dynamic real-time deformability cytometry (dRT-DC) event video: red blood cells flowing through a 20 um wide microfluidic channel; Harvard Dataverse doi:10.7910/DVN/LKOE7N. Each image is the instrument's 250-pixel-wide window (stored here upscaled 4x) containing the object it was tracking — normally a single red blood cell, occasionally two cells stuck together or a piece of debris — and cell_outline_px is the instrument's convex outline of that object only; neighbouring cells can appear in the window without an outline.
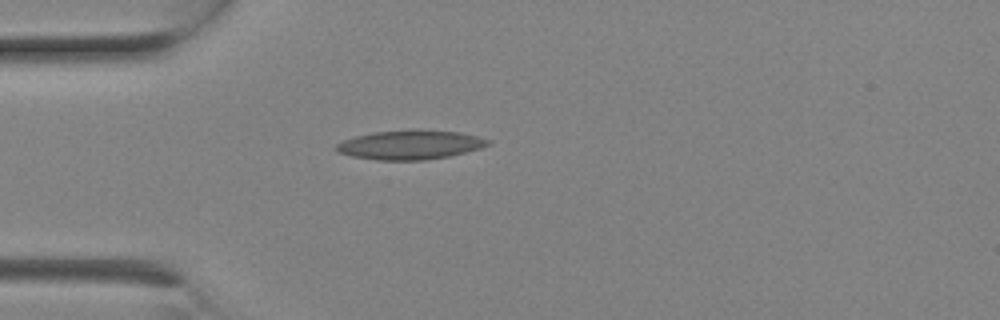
{"species": "Egyptian fruit bat (a non-hibernating species)", "species_latin": "Rousettus aegyptiacus", "temperature_condition": "room temperature", "stored_images_in_passage": 4, "camera_frame_rate_fps": 3000, "um_per_image_px": 0.085, "animal": {"sex": "female"}, "frame": {"image": 1, "passage_image": 1, "time_ms": 0.0, "image_size_px": [1000, 320], "cell_outline_px": [[492, 144], [480, 148], [448, 156], [424, 160], [376, 160], [352, 156], [340, 152], [332, 148], [336, 144], [344, 140], [356, 136], [372, 132], [416, 128], [420, 128], [460, 132], [492, 140]], "centroid_in_image_um": [34.88, 12.28], "position_along_channel_um": 50.1, "area_um2": 26.18}}
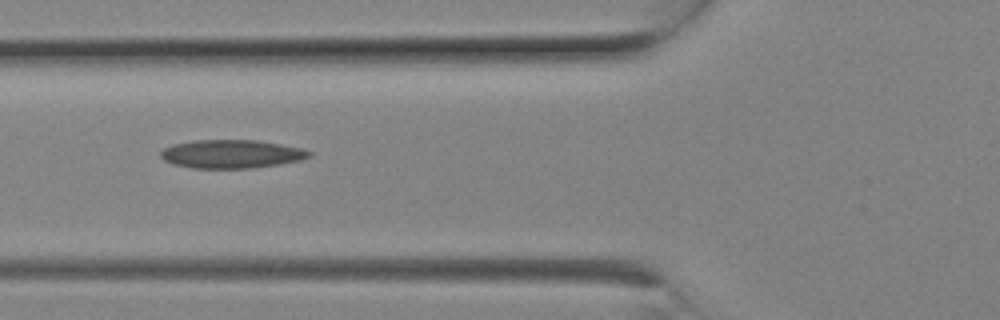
{"frame": {"image": 2, "passage_image": 3, "time_ms": 0.667, "image_size_px": [1000, 320], "cell_outline_px": [[312, 156], [300, 160], [280, 164], [252, 168], [192, 168], [172, 164], [164, 160], [160, 156], [160, 152], [164, 148], [172, 144], [196, 140], [256, 140], [304, 148], [312, 152]], "centroid_in_image_um": [19.68, 13.09], "position_along_channel_um": 106.1, "area_um2": 24.74}}
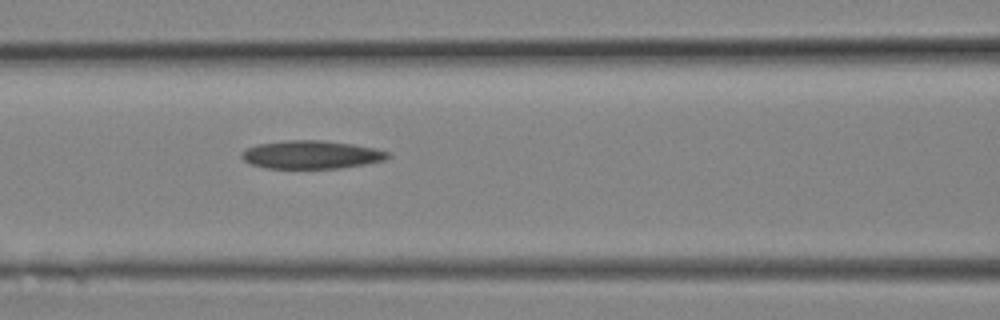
{"frame": {"image": 3, "passage_image": 4, "time_ms": 1.0, "image_size_px": [1000, 320], "cell_outline_px": [[392, 156], [384, 160], [364, 164], [340, 168], [264, 168], [252, 164], [244, 160], [240, 156], [240, 152], [244, 148], [256, 144], [284, 140], [320, 140], [352, 144], [376, 148], [388, 152]], "centroid_in_image_um": [26.42, 13.14], "position_along_channel_um": 140.2, "area_um2": 24.16}}